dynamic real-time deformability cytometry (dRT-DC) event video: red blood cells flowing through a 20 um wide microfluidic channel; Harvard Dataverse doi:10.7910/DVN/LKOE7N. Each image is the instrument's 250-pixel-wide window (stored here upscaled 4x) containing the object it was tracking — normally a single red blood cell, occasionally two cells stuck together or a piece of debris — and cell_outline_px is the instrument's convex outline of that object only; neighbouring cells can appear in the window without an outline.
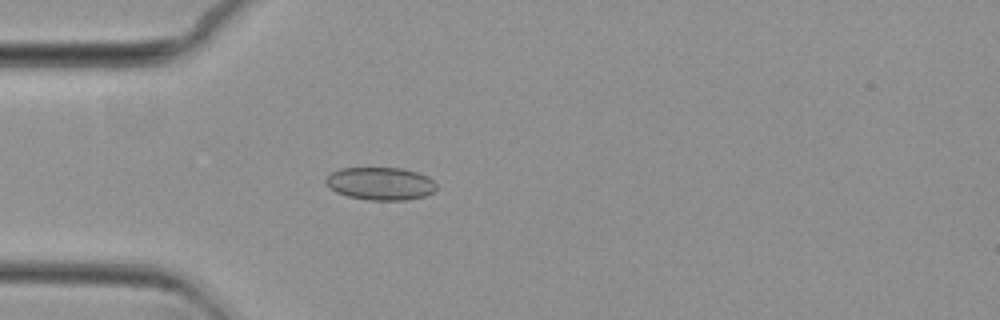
{"species": "common noctule bat (a hibernating species)", "species_latin": "Nyctalus noctula", "temperature_condition": "cold", "stored_images_in_passage": 51, "camera_frame_rate_fps": 3000, "um_per_image_px": 0.085, "animal": {"sex": "female", "body_mass_g": 29.2, "forearm_length_mm": 56.3}, "frame": {"image": 1, "passage_image": 12, "time_ms": 3.667, "image_size_px": [1000, 320], "cell_outline_px": [[436, 188], [432, 192], [424, 196], [408, 200], [368, 200], [348, 196], [336, 192], [324, 180], [332, 172], [340, 168], [404, 168], [428, 176], [436, 184]], "centroid_in_image_um": [32.35, 15.6], "position_along_channel_um": 52.6, "area_um2": 21.04}}
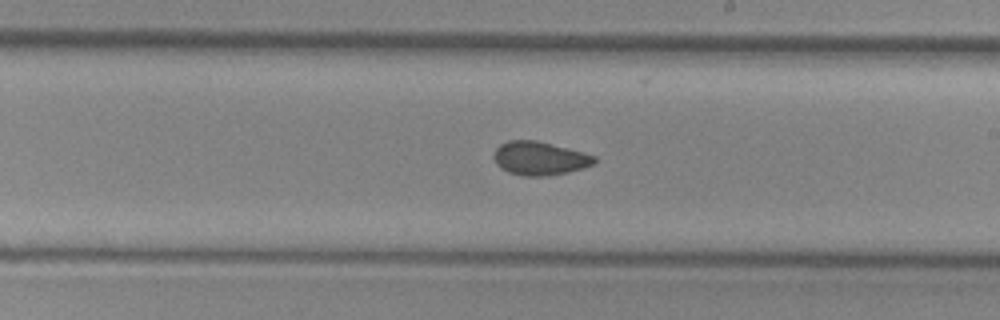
{"frame": {"image": 2, "passage_image": 28, "time_ms": 9.0, "image_size_px": [1000, 320], "cell_outline_px": [[596, 164], [584, 168], [568, 172], [548, 176], [524, 176], [508, 172], [500, 168], [496, 164], [496, 148], [500, 144], [508, 140], [536, 140], [596, 156]], "centroid_in_image_um": [45.89, 13.47], "position_along_channel_um": 243.1, "area_um2": 19.54}}
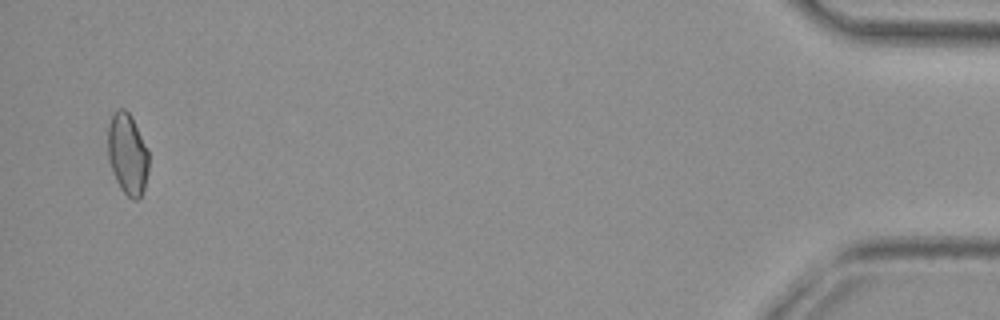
{"frame": {"image": 3, "passage_image": 50, "time_ms": 16.333, "image_size_px": [1000, 320], "cell_outline_px": [[148, 172], [144, 188], [140, 196], [136, 200], [132, 200], [120, 188], [112, 172], [108, 160], [108, 124], [112, 116], [120, 108], [124, 108], [132, 116], [148, 152]], "centroid_in_image_um": [10.82, 13.1], "position_along_channel_um": 424.4, "area_um2": 19.25}, "authors_computed_cell_mechanics": {"area_um2": 19.652, "velocity_mm_per_s": 3.7102, "shape_relaxation_time_tau1_ms": null, "shape_relaxation_time_tau2_ms": 2.8352, "deformation_change_tau1": null, "deformation_change_tau2": 0.0616}}